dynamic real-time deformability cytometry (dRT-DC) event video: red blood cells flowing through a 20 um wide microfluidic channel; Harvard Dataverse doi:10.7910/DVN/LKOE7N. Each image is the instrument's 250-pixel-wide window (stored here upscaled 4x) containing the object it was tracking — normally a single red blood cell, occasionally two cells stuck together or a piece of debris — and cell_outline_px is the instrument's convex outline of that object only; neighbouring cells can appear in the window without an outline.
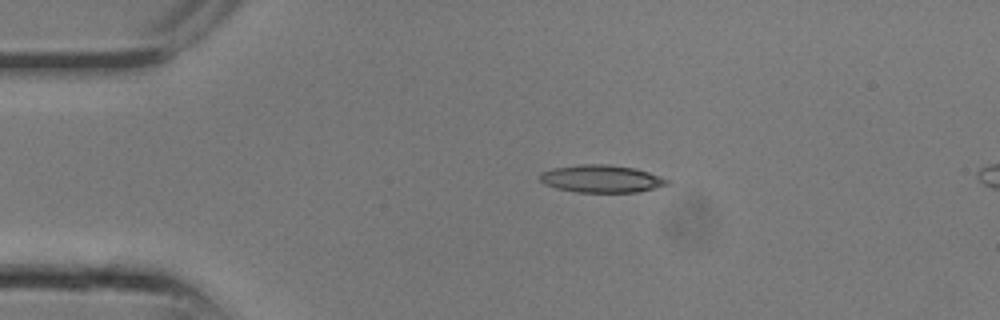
{"species": "common noctule bat (a hibernating species)", "species_latin": "Nyctalus noctula", "temperature_condition": "room temperature", "stored_images_in_passage": 4, "camera_frame_rate_fps": 3000, "um_per_image_px": 0.085, "animal": {"sex": "male", "body_mass_g": 13.3}, "frame": {"image": 1, "passage_image": 1, "time_ms": 0.0, "image_size_px": [1000, 320], "cell_outline_px": [[672, 180], [668, 184], [656, 188], [636, 192], [576, 192], [556, 188], [544, 184], [540, 180], [540, 172], [552, 168], [580, 164], [608, 164], [636, 168]], "centroid_in_image_um": [51.13, 15.19], "position_along_channel_um": 33.9, "area_um2": 20.58}}